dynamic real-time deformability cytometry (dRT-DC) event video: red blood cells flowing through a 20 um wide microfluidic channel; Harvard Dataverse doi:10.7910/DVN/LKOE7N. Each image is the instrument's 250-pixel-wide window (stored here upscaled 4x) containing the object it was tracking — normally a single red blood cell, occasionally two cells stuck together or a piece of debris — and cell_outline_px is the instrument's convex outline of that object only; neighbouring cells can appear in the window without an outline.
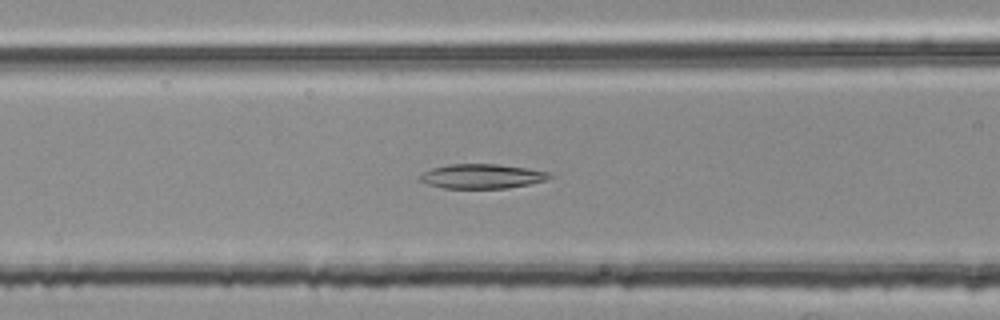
{"species": "common noctule bat (a hibernating species)", "species_latin": "Nyctalus noctula", "temperature_condition": "room temperature", "stored_images_in_passage": 38, "camera_frame_rate_fps": 3000, "um_per_image_px": 0.085, "animal": {"sex": "female", "body_mass_g": 25.1}, "frame": {"image": 1, "passage_image": 6, "time_ms": 1.667, "image_size_px": [1000, 320], "cell_outline_px": [[552, 176], [544, 180], [528, 184], [508, 188], [444, 188], [428, 184], [420, 180], [416, 176], [432, 168], [448, 164], [496, 164], [528, 168], [552, 172]], "centroid_in_image_um": [40.95, 14.97], "position_along_channel_um": 125.6, "area_um2": 18.5}}
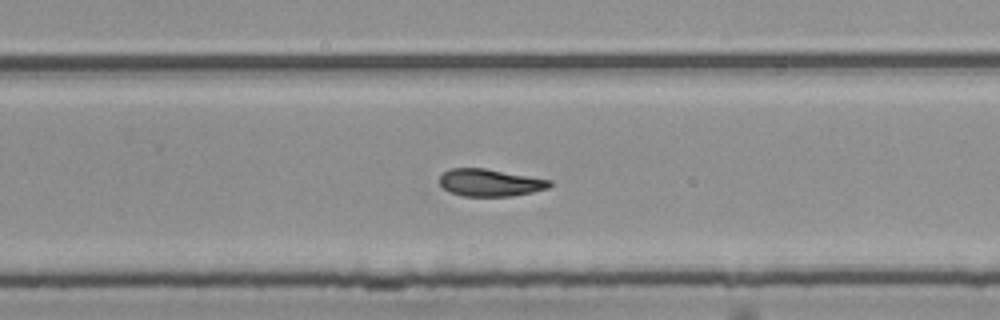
{"frame": {"image": 2, "passage_image": 19, "time_ms": 6.0, "image_size_px": [1000, 320], "cell_outline_px": [[552, 184], [548, 188], [532, 192], [512, 196], [464, 196], [448, 192], [440, 184], [440, 176], [448, 168], [484, 168], [552, 180]], "centroid_in_image_um": [41.64, 15.52], "position_along_channel_um": 288.2, "area_um2": 17.51}}
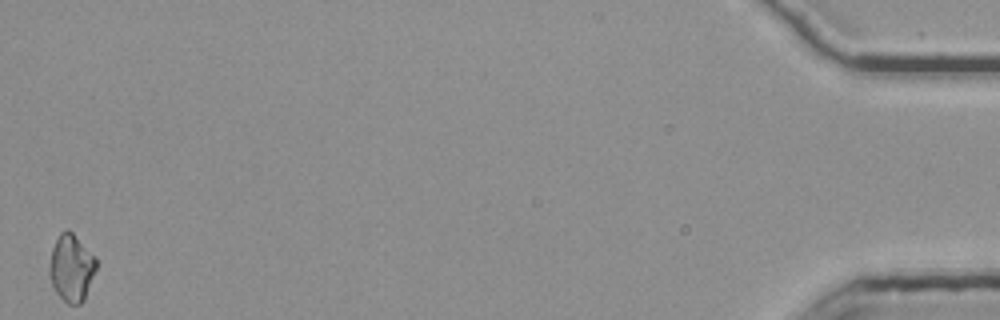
{"frame": {"image": 3, "passage_image": 38, "time_ms": 12.333, "image_size_px": [1000, 320], "cell_outline_px": [[96, 268], [84, 300], [80, 304], [68, 304], [56, 292], [52, 284], [48, 272], [48, 268], [52, 248], [60, 232], [72, 232], [96, 256]], "centroid_in_image_um": [6.06, 22.78], "position_along_channel_um": 429.1, "area_um2": 18.15}}